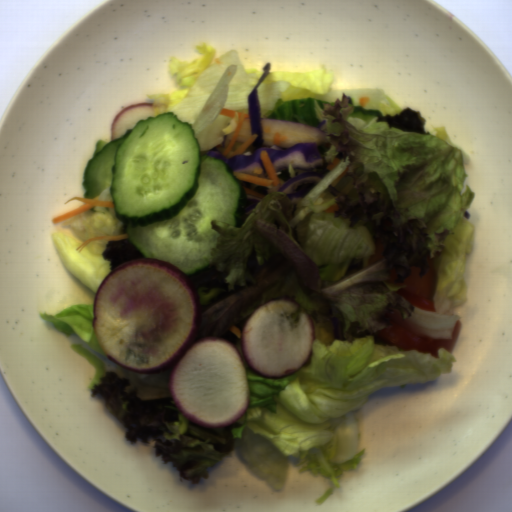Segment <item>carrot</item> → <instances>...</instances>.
Returning a JSON list of instances; mask_svg holds the SVG:
<instances>
[{"label": "carrot", "mask_w": 512, "mask_h": 512, "mask_svg": "<svg viewBox=\"0 0 512 512\" xmlns=\"http://www.w3.org/2000/svg\"><path fill=\"white\" fill-rule=\"evenodd\" d=\"M349 169H350V167H349V166H348V167H346V168L344 169V171H343V172H342L338 177H336V178L332 181V183H331V185H330V186H332V187L334 188V187L338 184V182H339V181H340V180H341V179L346 175V173L349 171Z\"/></svg>", "instance_id": "ad0e68b4"}, {"label": "carrot", "mask_w": 512, "mask_h": 512, "mask_svg": "<svg viewBox=\"0 0 512 512\" xmlns=\"http://www.w3.org/2000/svg\"><path fill=\"white\" fill-rule=\"evenodd\" d=\"M238 338L248 367L265 378H285L302 368L312 355L316 326L290 297L269 300L228 330Z\"/></svg>", "instance_id": "cead05ca"}, {"label": "carrot", "mask_w": 512, "mask_h": 512, "mask_svg": "<svg viewBox=\"0 0 512 512\" xmlns=\"http://www.w3.org/2000/svg\"><path fill=\"white\" fill-rule=\"evenodd\" d=\"M397 280V277H396V269L395 270H391V278H390V281H395L396 282Z\"/></svg>", "instance_id": "4e7dbe19"}, {"label": "carrot", "mask_w": 512, "mask_h": 512, "mask_svg": "<svg viewBox=\"0 0 512 512\" xmlns=\"http://www.w3.org/2000/svg\"><path fill=\"white\" fill-rule=\"evenodd\" d=\"M245 119H250V116H249V113H244V111L242 110V112H239L238 111V128L235 130L233 136H232V139L228 145V147L225 149V151L222 153L221 156H223L224 158H226L227 160L230 159V158H233L234 156L236 155H241L243 153H245L246 149L255 141V139L258 137L257 133L256 134H253L251 135L250 137H248L245 142L239 147L237 148L235 151H231L240 132H241V129H242V126L244 124V121Z\"/></svg>", "instance_id": "abdcd85c"}, {"label": "carrot", "mask_w": 512, "mask_h": 512, "mask_svg": "<svg viewBox=\"0 0 512 512\" xmlns=\"http://www.w3.org/2000/svg\"><path fill=\"white\" fill-rule=\"evenodd\" d=\"M430 267L423 277H420V267H410L412 273L405 279L403 283H395L398 286H402L403 290L431 300L434 297L435 286H436V269L434 259H428Z\"/></svg>", "instance_id": "1c9b5961"}, {"label": "carrot", "mask_w": 512, "mask_h": 512, "mask_svg": "<svg viewBox=\"0 0 512 512\" xmlns=\"http://www.w3.org/2000/svg\"><path fill=\"white\" fill-rule=\"evenodd\" d=\"M260 160L265 168L266 174L268 178H261L258 176H254L251 174L241 173V172H233V176L239 180L244 182L260 185V186H270L272 185L274 188L281 184V180L277 174V171L273 165V162L267 152V150H260L259 153Z\"/></svg>", "instance_id": "79d8ee17"}, {"label": "carrot", "mask_w": 512, "mask_h": 512, "mask_svg": "<svg viewBox=\"0 0 512 512\" xmlns=\"http://www.w3.org/2000/svg\"><path fill=\"white\" fill-rule=\"evenodd\" d=\"M202 323L193 281L153 257L118 264L94 293L92 330L101 351L139 374L172 369L168 391L182 415L200 427L225 428L246 414L250 378L234 344L214 335L196 341Z\"/></svg>", "instance_id": "b8716197"}, {"label": "carrot", "mask_w": 512, "mask_h": 512, "mask_svg": "<svg viewBox=\"0 0 512 512\" xmlns=\"http://www.w3.org/2000/svg\"><path fill=\"white\" fill-rule=\"evenodd\" d=\"M340 160H341V159H339V158H337V157H336V158H334L333 163L328 164L325 168H327L328 170H330V171H331V170H332V169L337 165V163H338Z\"/></svg>", "instance_id": "e3c8d2d2"}, {"label": "carrot", "mask_w": 512, "mask_h": 512, "mask_svg": "<svg viewBox=\"0 0 512 512\" xmlns=\"http://www.w3.org/2000/svg\"><path fill=\"white\" fill-rule=\"evenodd\" d=\"M153 103H139L125 107L119 111L111 125V141L121 137L127 130L134 129L139 119L154 116Z\"/></svg>", "instance_id": "07d2c1c8"}, {"label": "carrot", "mask_w": 512, "mask_h": 512, "mask_svg": "<svg viewBox=\"0 0 512 512\" xmlns=\"http://www.w3.org/2000/svg\"><path fill=\"white\" fill-rule=\"evenodd\" d=\"M218 115H222L233 119L236 116V111L223 107Z\"/></svg>", "instance_id": "942b0fe3"}, {"label": "carrot", "mask_w": 512, "mask_h": 512, "mask_svg": "<svg viewBox=\"0 0 512 512\" xmlns=\"http://www.w3.org/2000/svg\"><path fill=\"white\" fill-rule=\"evenodd\" d=\"M370 99H371V97H368V96L358 97L360 107L364 108L368 104Z\"/></svg>", "instance_id": "22903bb0"}, {"label": "carrot", "mask_w": 512, "mask_h": 512, "mask_svg": "<svg viewBox=\"0 0 512 512\" xmlns=\"http://www.w3.org/2000/svg\"><path fill=\"white\" fill-rule=\"evenodd\" d=\"M244 188V187H243ZM246 194L250 195V196H253V197H256L258 199H263L265 196L262 195L261 193L257 192V191H254L250 188H244Z\"/></svg>", "instance_id": "e1d6ba96"}, {"label": "carrot", "mask_w": 512, "mask_h": 512, "mask_svg": "<svg viewBox=\"0 0 512 512\" xmlns=\"http://www.w3.org/2000/svg\"><path fill=\"white\" fill-rule=\"evenodd\" d=\"M70 201H81L84 204L51 218L50 222H51L52 226H56L64 221L68 220L71 217H74L76 215L84 213V212H86L90 209H93L95 207H106V208L114 209L113 200H97L94 198H84V196H73V197L69 198L68 200H66L63 205H67Z\"/></svg>", "instance_id": "46ec933d"}, {"label": "carrot", "mask_w": 512, "mask_h": 512, "mask_svg": "<svg viewBox=\"0 0 512 512\" xmlns=\"http://www.w3.org/2000/svg\"><path fill=\"white\" fill-rule=\"evenodd\" d=\"M127 238H129L127 232L113 236H94L91 238H87L85 241H83L80 245L76 247L75 251H77L80 254L89 245L91 241H122Z\"/></svg>", "instance_id": "7f4f0e56"}]
</instances>
